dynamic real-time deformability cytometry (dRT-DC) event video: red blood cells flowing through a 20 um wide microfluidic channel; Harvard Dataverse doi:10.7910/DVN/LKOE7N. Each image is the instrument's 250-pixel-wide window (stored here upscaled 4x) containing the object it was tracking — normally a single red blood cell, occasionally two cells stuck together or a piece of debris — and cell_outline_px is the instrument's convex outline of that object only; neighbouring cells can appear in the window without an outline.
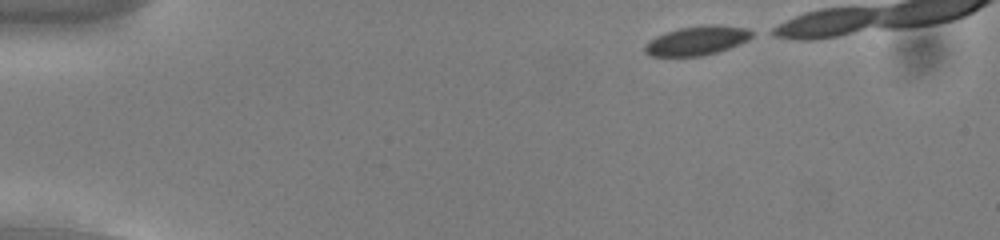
{"species": "common noctule bat (a hibernating species)", "species_latin": "Nyctalus noctula", "temperature_condition": "cold", "stored_images_in_passage": 21, "camera_frame_rate_fps": 3000, "um_per_image_px": 0.085, "animal": {"sex": "male", "body_mass_g": 13.0, "forearm_length_mm": 53.1}, "frame": {"image": 1, "passage_image": 1, "time_ms": 0.0, "image_size_px": [1000, 240], "cell_outline_px": [[756, 36], [748, 40], [728, 48], [716, 52], [700, 56], [648, 56], [644, 52], [644, 44], [648, 40], [656, 36], [680, 28], [712, 24], [716, 24], [748, 28], [756, 32]], "centroid_in_image_um": [59.27, 3.45], "position_along_channel_um": 25.7, "area_um2": 18.32}}
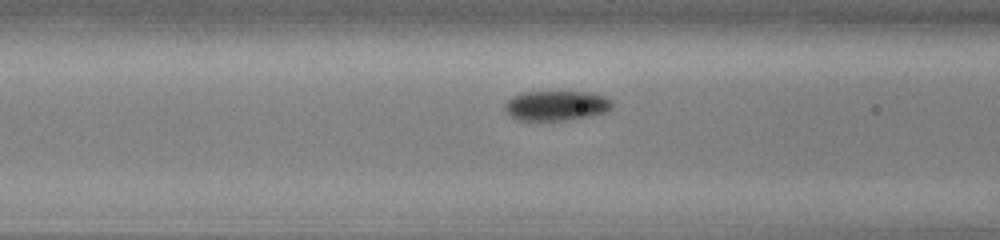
{"frame": {"image": 2, "passage_image": 15, "time_ms": 4.667, "image_size_px": [1000, 240], "cell_outline_px": [[612, 108], [608, 112], [592, 116], [568, 120], [516, 120], [504, 108], [504, 104], [512, 96], [520, 92], [592, 92], [604, 96], [612, 100]], "centroid_in_image_um": [47.32, 8.97], "position_along_channel_um": 119.3, "area_um2": 18.9}}
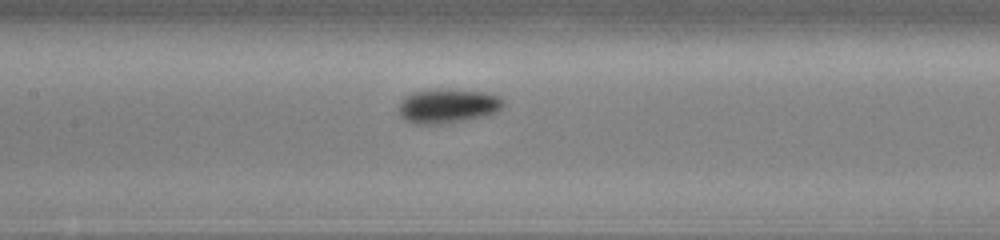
{"frame": {"image": 3, "passage_image": 19, "time_ms": 6.0, "image_size_px": [1000, 240], "cell_outline_px": [[504, 104], [496, 112], [484, 116], [464, 120], [440, 124], [416, 124], [404, 120], [400, 116], [400, 100], [404, 96], [412, 92], [440, 88], [448, 88], [492, 92], [500, 96], [504, 100]], "centroid_in_image_um": [38.08, 8.97], "position_along_channel_um": 169.3, "area_um2": 21.39}}